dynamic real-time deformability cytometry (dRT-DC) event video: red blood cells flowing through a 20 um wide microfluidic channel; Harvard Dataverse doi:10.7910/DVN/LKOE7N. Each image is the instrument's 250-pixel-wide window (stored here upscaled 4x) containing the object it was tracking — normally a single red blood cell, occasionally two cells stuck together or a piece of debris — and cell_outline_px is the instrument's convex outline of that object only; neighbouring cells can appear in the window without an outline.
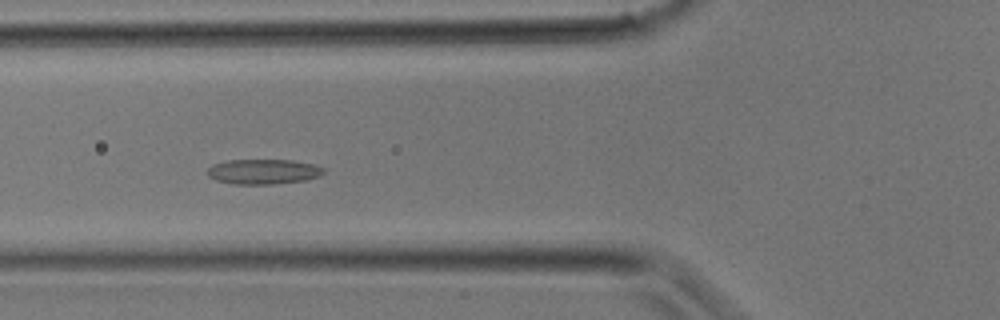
{"species": "common noctule bat (a hibernating species)", "species_latin": "Nyctalus noctula", "temperature_condition": "room temperature", "stored_images_in_passage": 20, "camera_frame_rate_fps": 3000, "um_per_image_px": 0.085, "animal": {"sex": "male", "body_mass_g": 17.9}, "frame": {"image": 1, "passage_image": 6, "time_ms": 1.667, "image_size_px": [1000, 320], "cell_outline_px": [[324, 172], [320, 176], [308, 180], [272, 184], [232, 184], [216, 180], [208, 176], [208, 168], [212, 164], [228, 160], [292, 160], [316, 164], [324, 168]], "centroid_in_image_um": [22.41, 14.59], "position_along_channel_um": 103.4, "area_um2": 17.11}}
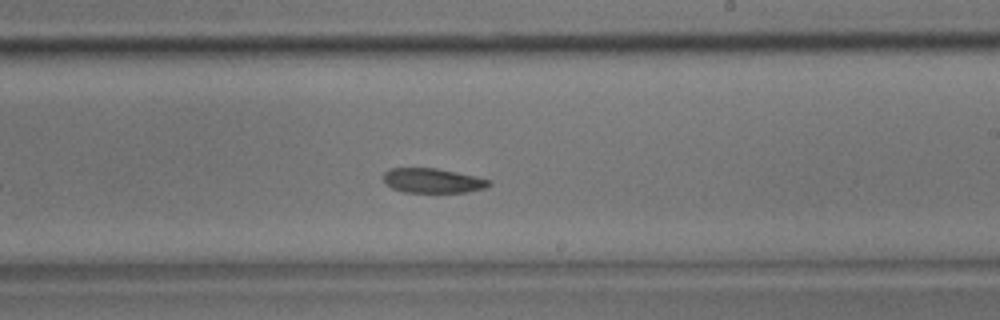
{"frame": {"image": 2, "passage_image": 13, "time_ms": 4.0, "image_size_px": [1000, 320], "cell_outline_px": [[492, 184], [484, 188], [468, 192], [404, 192], [392, 188], [384, 184], [384, 172], [388, 168], [436, 168], [456, 172], [488, 180]], "centroid_in_image_um": [36.71, 15.35], "position_along_channel_um": 252.3, "area_um2": 15.03}}
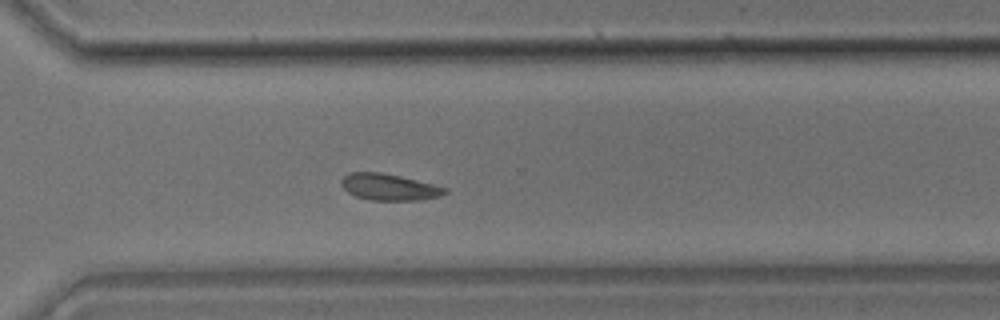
{"frame": {"image": 3, "passage_image": 17, "time_ms": 5.333, "image_size_px": [1000, 320], "cell_outline_px": [[448, 192], [440, 196], [420, 200], [372, 200], [356, 196], [348, 192], [340, 184], [340, 180], [348, 172], [380, 172], [400, 176], [448, 188]], "centroid_in_image_um": [33.06, 15.89], "position_along_channel_um": 337.5, "area_um2": 15.95}}